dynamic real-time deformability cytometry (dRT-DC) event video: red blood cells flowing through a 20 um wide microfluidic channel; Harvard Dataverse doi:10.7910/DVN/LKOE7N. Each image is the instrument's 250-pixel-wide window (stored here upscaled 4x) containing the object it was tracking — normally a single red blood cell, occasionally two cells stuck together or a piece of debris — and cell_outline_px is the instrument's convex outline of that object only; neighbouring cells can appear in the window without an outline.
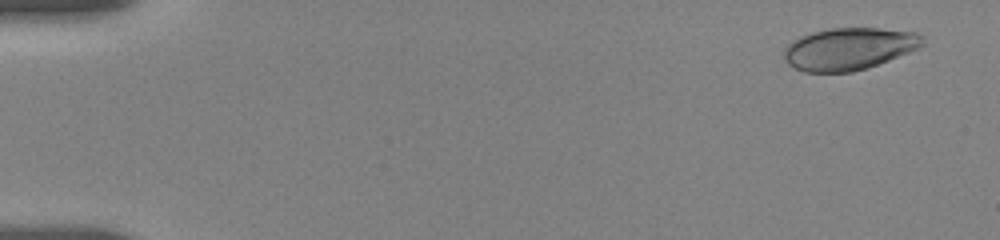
{"species": "human", "species_latin": "Homo sapiens", "temperature_condition": "room temperature", "stored_images_in_passage": 55, "camera_frame_rate_fps": 3000, "um_per_image_px": 0.085, "donor": {"sex": "female"}, "frame": {"image": 1, "passage_image": 3, "time_ms": 0.667, "image_size_px": [1000, 240], "cell_outline_px": [[924, 44], [920, 48], [868, 68], [852, 72], [804, 72], [788, 64], [784, 60], [784, 48], [792, 40], [800, 36], [812, 32], [828, 28], [880, 28], [916, 32], [920, 36]], "centroid_in_image_um": [72.14, 4.15], "position_along_channel_um": 12.9, "area_um2": 34.22}}
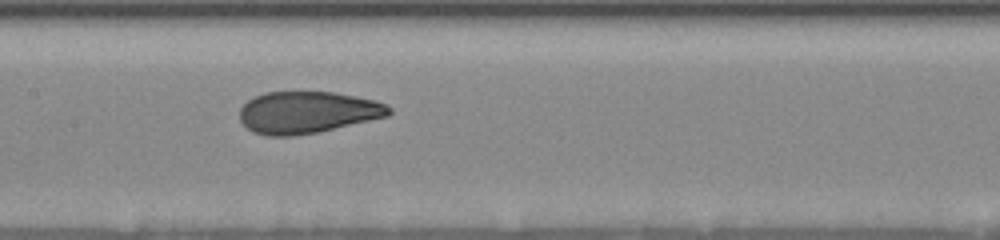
{"frame": {"image": 2, "passage_image": 28, "time_ms": 9.0, "image_size_px": [1000, 240], "cell_outline_px": [[392, 112], [388, 116], [316, 132], [292, 136], [268, 136], [252, 132], [240, 120], [240, 108], [248, 100], [264, 92], [332, 92], [356, 96], [388, 104], [392, 108]], "centroid_in_image_um": [26.12, 9.55], "position_along_channel_um": 181.3, "area_um2": 36.24}}
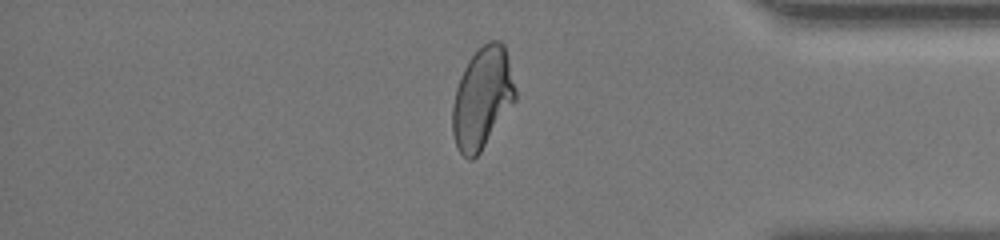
{"frame": {"image": 3, "passage_image": 47, "time_ms": 15.333, "image_size_px": [1000, 240], "cell_outline_px": [[516, 100], [480, 152], [472, 160], [468, 160], [460, 152], [456, 144], [452, 132], [452, 104], [456, 88], [460, 76], [468, 60], [488, 40], [500, 40], [504, 44], [508, 56], [516, 92]], "centroid_in_image_um": [40.99, 8.32], "position_along_channel_um": 394.2, "area_um2": 36.99}, "authors_computed_cell_mechanics": {"area_um2": 36.2406, "velocity_mm_per_s": 3.6635, "shape_relaxation_time_tau1_ms": 5.9161, "shape_relaxation_time_tau2_ms": 0.821, "deformation_change_tau1": 0.1933, "deformation_change_tau2": 0.0653}}